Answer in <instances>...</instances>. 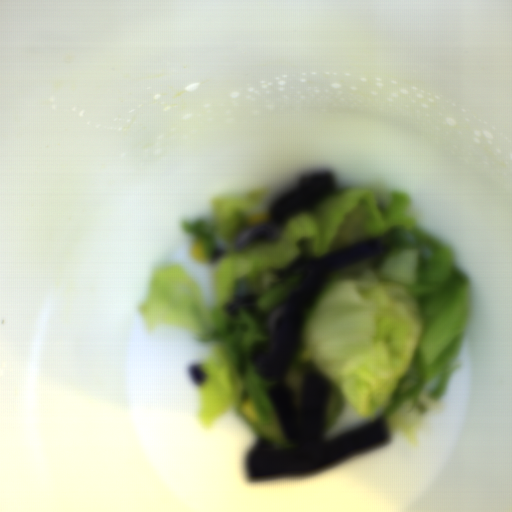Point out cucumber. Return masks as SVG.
Listing matches in <instances>:
<instances>
[{
  "mask_svg": "<svg viewBox=\"0 0 512 512\" xmlns=\"http://www.w3.org/2000/svg\"><path fill=\"white\" fill-rule=\"evenodd\" d=\"M367 217L368 206L363 198L339 222L331 251L355 242L370 239V234L365 224Z\"/></svg>",
  "mask_w": 512,
  "mask_h": 512,
  "instance_id": "cucumber-1",
  "label": "cucumber"
},
{
  "mask_svg": "<svg viewBox=\"0 0 512 512\" xmlns=\"http://www.w3.org/2000/svg\"><path fill=\"white\" fill-rule=\"evenodd\" d=\"M378 240H382L385 245L388 248V251L383 252L379 255H376L372 258H369L367 260H364L362 262H359L357 264L348 266L346 268L337 270L340 274H361L363 272L369 271V270H375L378 266H380L385 259L388 257V255L392 252L394 248L399 246L401 241L400 232L396 229L392 232L386 234L385 236L381 237Z\"/></svg>",
  "mask_w": 512,
  "mask_h": 512,
  "instance_id": "cucumber-2",
  "label": "cucumber"
}]
</instances>
